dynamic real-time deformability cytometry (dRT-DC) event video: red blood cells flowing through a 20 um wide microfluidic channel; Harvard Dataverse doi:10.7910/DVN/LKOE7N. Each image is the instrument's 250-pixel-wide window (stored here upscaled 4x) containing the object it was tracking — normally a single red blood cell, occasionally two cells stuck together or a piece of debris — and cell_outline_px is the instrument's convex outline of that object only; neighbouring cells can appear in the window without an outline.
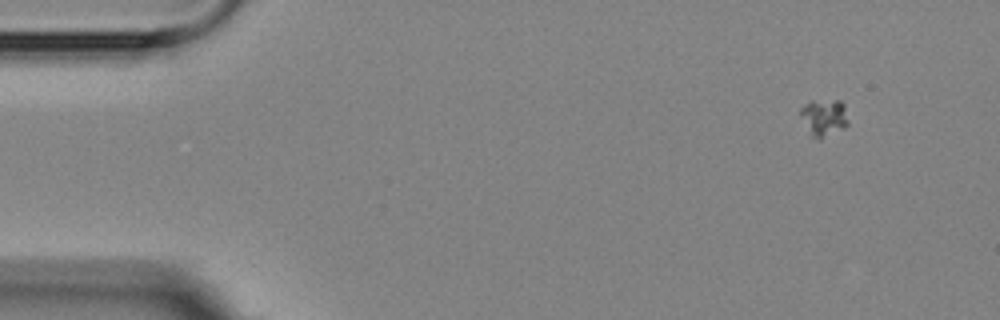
{"species": "Egyptian fruit bat (a non-hibernating species)", "species_latin": "Rousettus aegyptiacus", "temperature_condition": "room temperature", "stored_images_in_passage": 4, "camera_frame_rate_fps": 3000, "um_per_image_px": 0.085, "animal": {"sex": "female"}, "frame": {"image": 1, "passage_image": 1, "time_ms": 0.0, "image_size_px": [1000, 320], "cell_outline_px": [[848, 124], [820, 140], [808, 136], [800, 112], [800, 108], [804, 104], [812, 100], [840, 100], [844, 104], [848, 120]], "centroid_in_image_um": [70.0, 9.99], "position_along_channel_um": 15.0, "area_um2": 10.46}}